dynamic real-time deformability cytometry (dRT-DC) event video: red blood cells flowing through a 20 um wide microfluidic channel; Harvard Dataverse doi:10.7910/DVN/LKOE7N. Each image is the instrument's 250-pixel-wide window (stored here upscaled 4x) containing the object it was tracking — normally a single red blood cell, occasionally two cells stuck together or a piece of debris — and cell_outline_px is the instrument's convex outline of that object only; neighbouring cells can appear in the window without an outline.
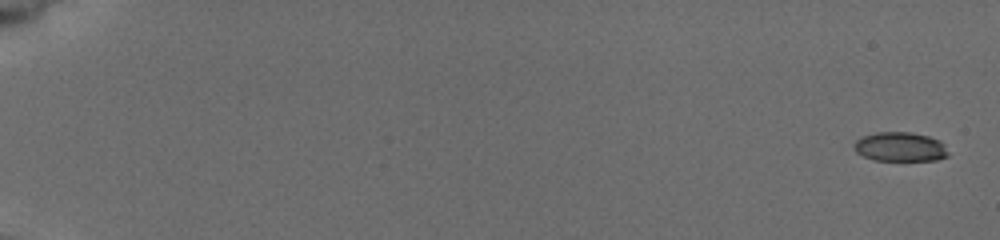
{"species": "common noctule bat (a hibernating species)", "species_latin": "Nyctalus noctula", "temperature_condition": "cold", "stored_images_in_passage": 7, "camera_frame_rate_fps": 3000, "um_per_image_px": 0.085, "animal": {"sex": "female", "body_mass_g": 19.5, "forearm_length_mm": 54.1}, "frame": {"image": 1, "passage_image": 1, "time_ms": 0.0, "image_size_px": [1000, 240], "cell_outline_px": [[948, 156], [936, 160], [872, 160], [856, 152], [852, 144], [860, 136], [876, 132], [912, 132], [928, 136], [940, 140], [944, 144], [948, 152]], "centroid_in_image_um": [76.49, 12.47], "position_along_channel_um": 8.5, "area_um2": 16.24}}